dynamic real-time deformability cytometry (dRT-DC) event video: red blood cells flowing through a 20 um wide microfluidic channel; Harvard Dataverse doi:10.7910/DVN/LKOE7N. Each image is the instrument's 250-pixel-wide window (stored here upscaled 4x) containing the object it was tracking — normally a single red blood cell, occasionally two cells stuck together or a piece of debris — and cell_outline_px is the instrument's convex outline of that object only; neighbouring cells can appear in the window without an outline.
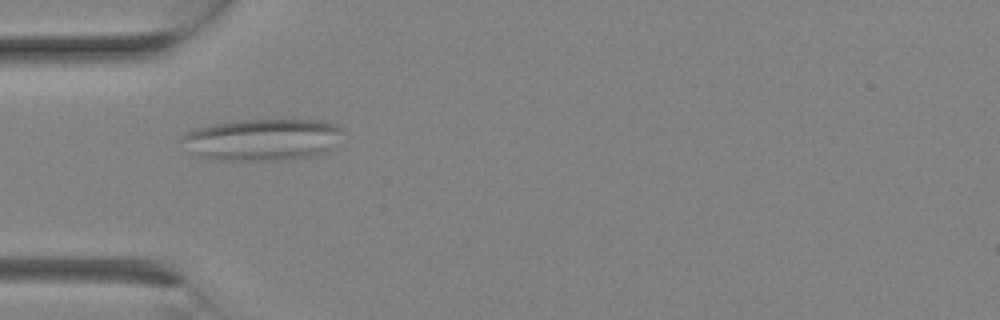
{"species": "Egyptian fruit bat (a non-hibernating species)", "species_latin": "Rousettus aegyptiacus", "temperature_condition": "room temperature", "stored_images_in_passage": 1, "camera_frame_rate_fps": 3000, "um_per_image_px": 0.085, "animal": {"sex": "female"}, "frame": {"image": 1, "passage_image": 1, "time_ms": 0.0, "image_size_px": [1000, 320], "cell_outline_px": [[344, 132], [336, 148], [324, 152], [292, 160], [208, 160], [196, 156], [180, 140], [180, 136], [196, 128], [212, 124], [240, 120], [324, 120], [336, 124]], "centroid_in_image_um": [22.34, 11.87], "position_along_channel_um": 62.7, "area_um2": 39.77}}